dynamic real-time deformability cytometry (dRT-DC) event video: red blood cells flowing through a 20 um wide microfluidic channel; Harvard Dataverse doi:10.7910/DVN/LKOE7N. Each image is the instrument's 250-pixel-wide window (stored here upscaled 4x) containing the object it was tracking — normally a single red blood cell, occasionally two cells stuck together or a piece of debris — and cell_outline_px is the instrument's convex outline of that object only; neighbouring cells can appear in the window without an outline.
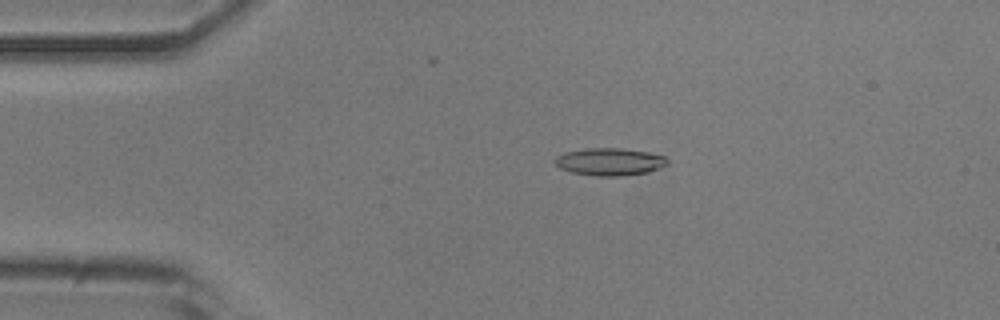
{"species": "common noctule bat (a hibernating species)", "species_latin": "Nyctalus noctula", "temperature_condition": "room temperature", "stored_images_in_passage": 5, "camera_frame_rate_fps": 3000, "um_per_image_px": 0.085, "animal": {"sex": "male", "body_mass_g": 20.5, "forearm_length_mm": 52.5}, "frame": {"image": 1, "passage_image": 4, "time_ms": 3.333, "image_size_px": [1000, 320], "cell_outline_px": [[668, 164], [660, 168], [648, 172], [620, 176], [596, 176], [572, 172], [560, 168], [556, 164], [556, 156], [564, 152], [588, 148], [620, 148], [648, 152], [664, 156], [668, 160]], "centroid_in_image_um": [51.84, 13.75], "position_along_channel_um": 33.2, "area_um2": 17.92}}